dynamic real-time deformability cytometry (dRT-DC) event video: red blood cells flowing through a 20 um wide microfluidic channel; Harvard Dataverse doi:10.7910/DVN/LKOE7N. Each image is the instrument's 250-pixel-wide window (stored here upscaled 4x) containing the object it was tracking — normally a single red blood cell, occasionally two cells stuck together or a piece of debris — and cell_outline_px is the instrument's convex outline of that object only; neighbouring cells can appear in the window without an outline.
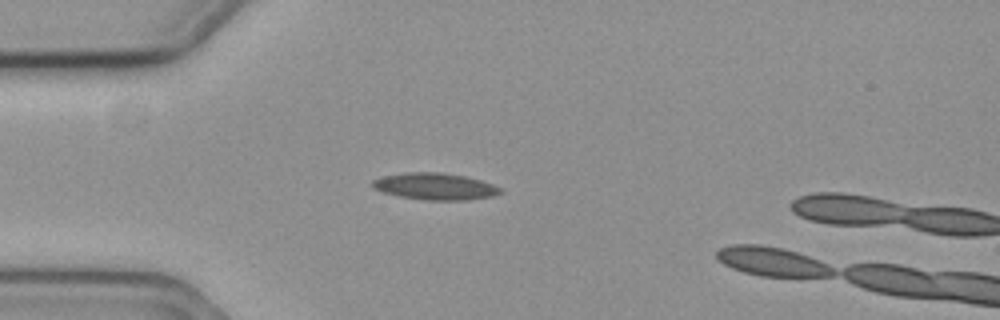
{"species": "common noctule bat (a hibernating species)", "species_latin": "Nyctalus noctula", "temperature_condition": "cold", "stored_images_in_passage": 15, "camera_frame_rate_fps": 3000, "um_per_image_px": 0.085, "animal": {"sex": "female", "body_mass_g": 19.3, "forearm_length_mm": 54.1}, "frame": {"image": 1, "passage_image": 13, "time_ms": 4.0, "image_size_px": [1000, 320], "cell_outline_px": [[504, 192], [492, 196], [464, 200], [424, 200], [400, 196], [384, 192], [376, 188], [372, 184], [372, 180], [384, 176], [408, 172], [440, 172], [464, 176], [480, 180], [492, 184], [500, 188]], "centroid_in_image_um": [37.0, 15.84], "position_along_channel_um": 48.0, "area_um2": 19.65}}